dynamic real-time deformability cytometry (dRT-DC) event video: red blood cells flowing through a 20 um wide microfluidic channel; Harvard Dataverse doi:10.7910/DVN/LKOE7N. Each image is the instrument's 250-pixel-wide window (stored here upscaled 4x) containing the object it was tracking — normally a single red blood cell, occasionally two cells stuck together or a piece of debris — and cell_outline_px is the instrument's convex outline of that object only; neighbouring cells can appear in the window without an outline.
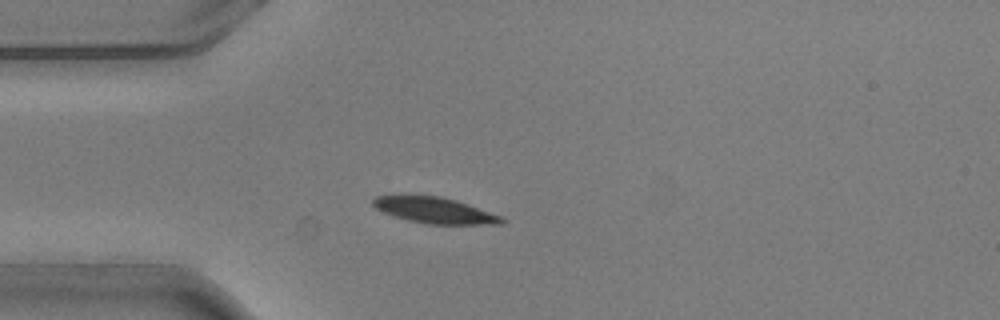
{"species": "common noctule bat (a hibernating species)", "species_latin": "Nyctalus noctula", "temperature_condition": "warm", "stored_images_in_passage": 1, "camera_frame_rate_fps": 3000, "um_per_image_px": 0.085, "animal": {"sex": "male", "body_mass_g": 20.5, "forearm_length_mm": 52.5}, "frame": {"image": 1, "passage_image": 1, "time_ms": 0.0, "image_size_px": [1000, 320], "cell_outline_px": [[504, 220], [500, 224], [428, 224], [408, 220], [392, 216], [376, 208], [372, 204], [372, 200], [376, 196], [404, 192], [440, 196], [456, 200], [468, 204], [500, 216]], "centroid_in_image_um": [36.81, 17.82], "position_along_channel_um": 48.2, "area_um2": 20.0}}